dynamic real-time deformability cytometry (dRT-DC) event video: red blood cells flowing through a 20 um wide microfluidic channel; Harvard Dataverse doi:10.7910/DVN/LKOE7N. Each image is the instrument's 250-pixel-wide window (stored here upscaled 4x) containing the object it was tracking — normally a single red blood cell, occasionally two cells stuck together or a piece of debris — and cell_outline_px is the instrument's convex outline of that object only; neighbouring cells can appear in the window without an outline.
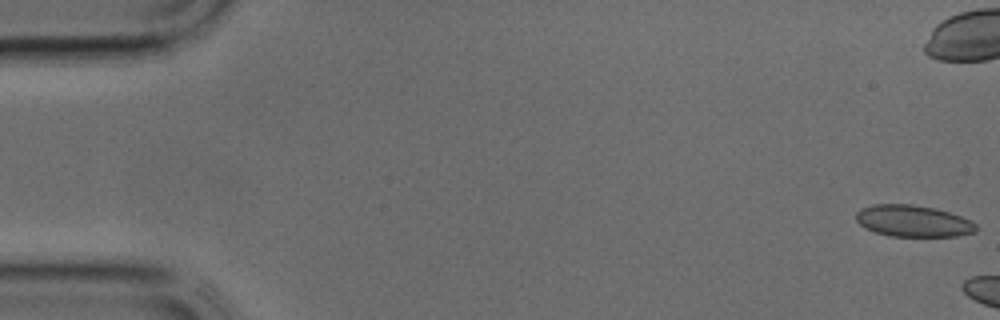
{"species": "common noctule bat (a hibernating species)", "species_latin": "Nyctalus noctula", "temperature_condition": "cold", "stored_images_in_passage": 4, "camera_frame_rate_fps": 3000, "um_per_image_px": 0.085, "animal": {"sex": "male", "body_mass_g": 17.9, "forearm_length_mm": 54.2}, "frame": {"image": 1, "passage_image": 1, "time_ms": 0.0, "image_size_px": [1000, 320], "cell_outline_px": [[976, 232], [956, 236], [888, 236], [876, 232], [860, 224], [856, 220], [856, 212], [872, 204], [912, 204], [936, 208], [972, 220], [976, 224]], "centroid_in_image_um": [77.64, 18.78], "position_along_channel_um": 7.4, "area_um2": 22.02}}